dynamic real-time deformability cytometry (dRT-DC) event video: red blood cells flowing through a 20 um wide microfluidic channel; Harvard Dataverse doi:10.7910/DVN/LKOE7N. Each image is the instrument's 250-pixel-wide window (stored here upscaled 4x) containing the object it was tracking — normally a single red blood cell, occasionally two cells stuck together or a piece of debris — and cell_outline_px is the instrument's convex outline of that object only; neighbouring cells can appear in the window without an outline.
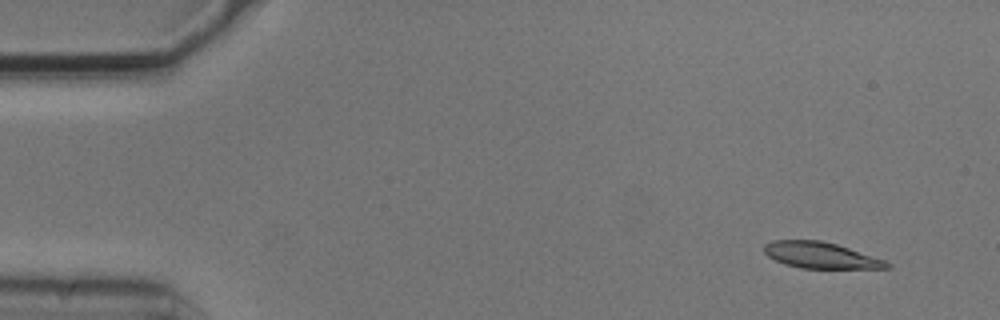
{"species": "common noctule bat (a hibernating species)", "species_latin": "Nyctalus noctula", "temperature_condition": "cold", "stored_images_in_passage": 4, "camera_frame_rate_fps": 3000, "um_per_image_px": 0.085, "animal": {"sex": "male", "body_mass_g": 20.5, "forearm_length_mm": 52.5}, "frame": {"image": 1, "passage_image": 1, "time_ms": 0.0, "image_size_px": [1000, 320], "cell_outline_px": [[892, 268], [800, 268], [784, 264], [768, 256], [764, 252], [764, 244], [772, 240], [820, 240], [836, 244], [884, 260], [892, 264]], "centroid_in_image_um": [69.73, 21.7], "position_along_channel_um": 15.3, "area_um2": 18.55}}